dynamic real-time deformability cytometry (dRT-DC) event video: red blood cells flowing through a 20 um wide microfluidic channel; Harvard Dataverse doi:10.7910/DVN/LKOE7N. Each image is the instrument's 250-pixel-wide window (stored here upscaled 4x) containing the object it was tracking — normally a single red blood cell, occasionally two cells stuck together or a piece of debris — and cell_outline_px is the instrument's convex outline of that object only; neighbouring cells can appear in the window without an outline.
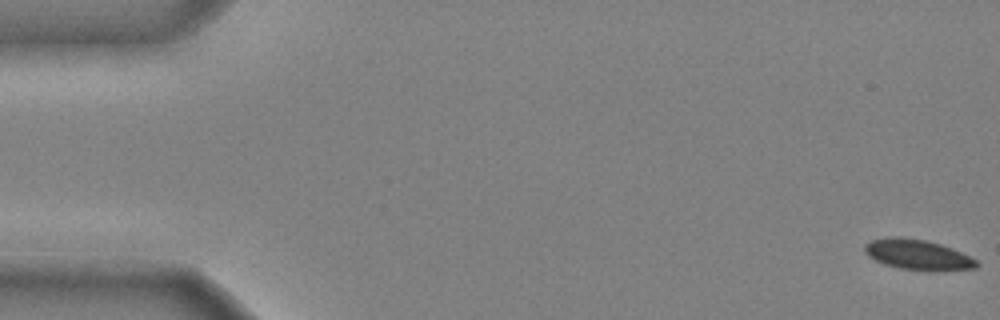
{"species": "common noctule bat (a hibernating species)", "species_latin": "Nyctalus noctula", "temperature_condition": "cold", "stored_images_in_passage": 15, "camera_frame_rate_fps": 3000, "um_per_image_px": 0.085, "animal": {"sex": "male", "body_mass_g": 20.4}, "frame": {"image": 1, "passage_image": 1, "time_ms": 0.0, "image_size_px": [1000, 320], "cell_outline_px": [[980, 264], [976, 268], [932, 272], [900, 268], [884, 264], [868, 256], [864, 252], [864, 244], [872, 240], [888, 236], [900, 236], [924, 240], [940, 244], [952, 248], [976, 260]], "centroid_in_image_um": [77.99, 21.65], "position_along_channel_um": 7.0, "area_um2": 19.94}}
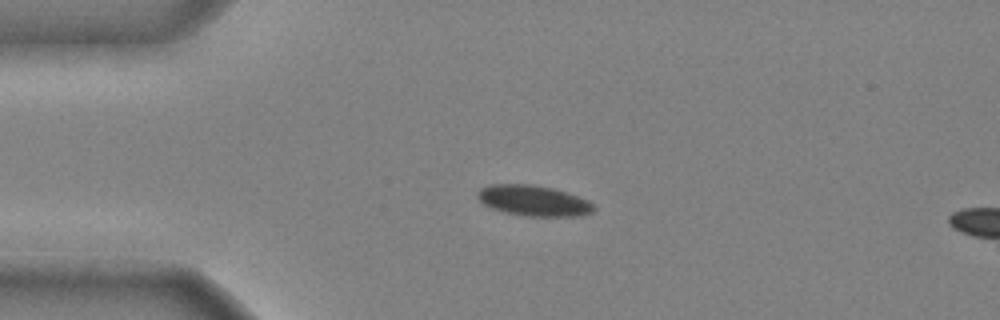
{"frame": {"image": 2, "passage_image": 12, "time_ms": 3.667, "image_size_px": [1000, 320], "cell_outline_px": [[596, 208], [592, 212], [580, 216], [524, 216], [504, 212], [492, 208], [484, 204], [476, 196], [476, 192], [480, 188], [492, 184], [532, 184], [552, 188], [568, 192], [588, 200]], "centroid_in_image_um": [45.35, 17.05], "position_along_channel_um": 39.7, "area_um2": 20.87}}